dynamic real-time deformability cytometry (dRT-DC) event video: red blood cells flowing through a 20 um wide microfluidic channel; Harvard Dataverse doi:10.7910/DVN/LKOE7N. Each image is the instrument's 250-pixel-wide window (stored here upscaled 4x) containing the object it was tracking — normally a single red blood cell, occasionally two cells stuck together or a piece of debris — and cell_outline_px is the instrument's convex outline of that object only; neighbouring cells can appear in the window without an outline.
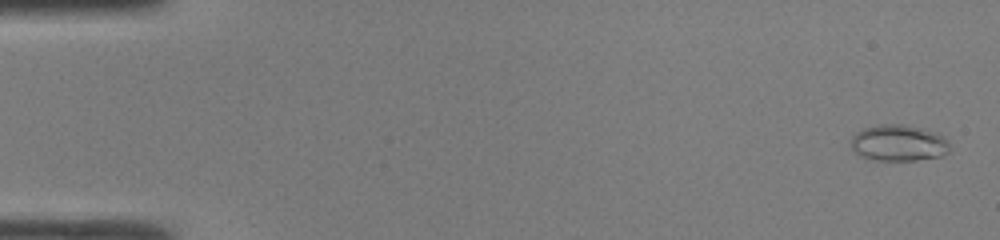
{"species": "common noctule bat (a hibernating species)", "species_latin": "Nyctalus noctula", "temperature_condition": "room temperature", "stored_images_in_passage": 47, "camera_frame_rate_fps": 3000, "um_per_image_px": 0.085, "animal": {"sex": "male", "body_mass_g": 19.0, "forearm_length_mm": 50.8}, "frame": {"image": 1, "passage_image": 1, "time_ms": 0.0, "image_size_px": [1000, 240], "cell_outline_px": [[948, 152], [940, 156], [916, 160], [872, 160], [860, 156], [852, 148], [852, 136], [856, 132], [864, 128], [884, 124], [904, 124], [924, 128], [940, 132], [948, 144]], "centroid_in_image_um": [76.39, 12.14], "position_along_channel_um": 8.6, "area_um2": 20.92}}
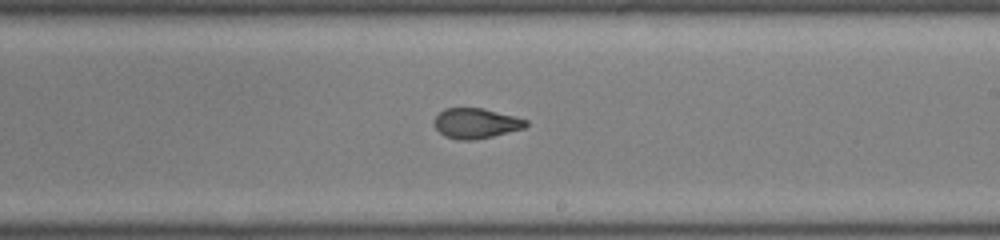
{"frame": {"image": 2, "passage_image": 28, "time_ms": 9.0, "image_size_px": [1000, 240], "cell_outline_px": [[528, 124], [524, 128], [492, 136], [472, 140], [460, 140], [444, 136], [436, 128], [436, 116], [444, 108], [484, 108], [528, 120]], "centroid_in_image_um": [40.47, 10.47], "position_along_channel_um": 248.5, "area_um2": 15.9}}
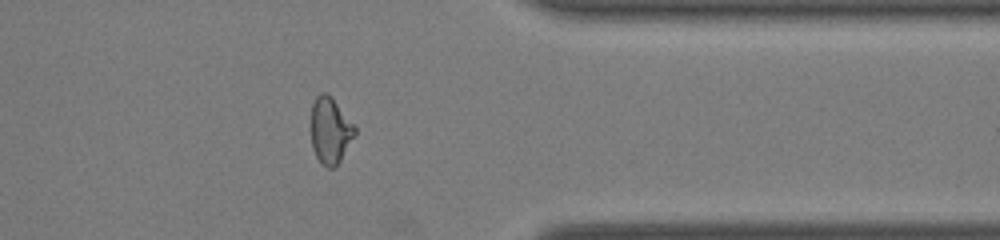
{"frame": {"image": 3, "passage_image": 38, "time_ms": 12.333, "image_size_px": [1000, 240], "cell_outline_px": [[356, 132], [340, 160], [332, 168], [328, 168], [316, 156], [312, 148], [312, 104], [316, 96], [320, 92], [328, 92], [332, 96], [356, 128]], "centroid_in_image_um": [28.06, 11.04], "position_along_channel_um": 383.3, "area_um2": 16.59}, "authors_computed_cell_mechanics": {"area_um2": 17.34, "velocity_mm_per_s": 4.3301, "shape_relaxation_time_tau1_ms": 9.8818, "shape_relaxation_time_tau2_ms": 1.1948, "deformation_change_tau1": 0.3047, "deformation_change_tau2": 0.0801}}